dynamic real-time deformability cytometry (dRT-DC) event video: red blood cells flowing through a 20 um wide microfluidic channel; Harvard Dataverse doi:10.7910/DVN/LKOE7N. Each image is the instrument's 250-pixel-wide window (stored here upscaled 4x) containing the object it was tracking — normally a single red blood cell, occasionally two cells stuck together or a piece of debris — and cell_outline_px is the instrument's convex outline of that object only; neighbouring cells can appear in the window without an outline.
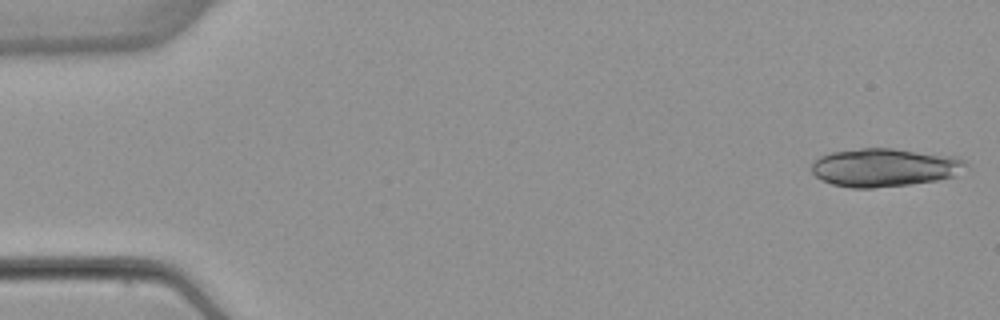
{"species": "common noctule bat (a hibernating species)", "species_latin": "Nyctalus noctula", "temperature_condition": "warm", "stored_images_in_passage": 52, "camera_frame_rate_fps": 3000, "um_per_image_px": 0.085, "animal": {"sex": "female", "body_mass_g": 22.7, "forearm_length_mm": 54.2}, "frame": {"image": 1, "passage_image": 1, "time_ms": 0.0, "image_size_px": [1000, 320], "cell_outline_px": [[972, 168], [956, 176], [936, 180], [908, 184], [872, 188], [852, 188], [832, 184], [820, 180], [812, 172], [812, 160], [820, 156], [832, 152], [860, 148], [892, 148], [960, 156]], "centroid_in_image_um": [75.26, 14.22], "position_along_channel_um": 9.7, "area_um2": 35.03}}
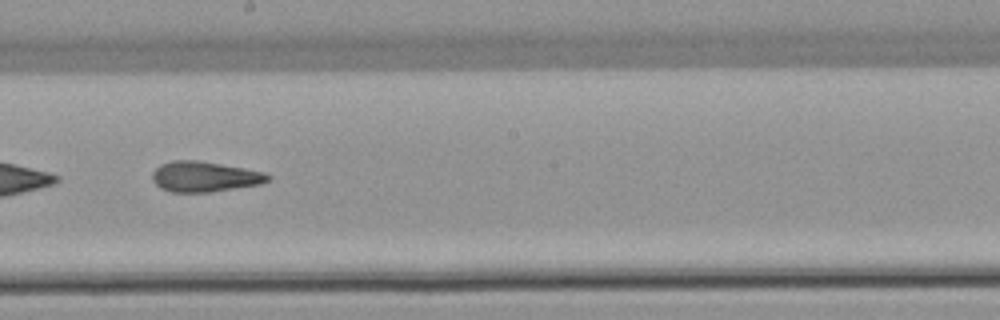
{"frame": {"image": 2, "passage_image": 29, "time_ms": 9.333, "image_size_px": [1000, 320], "cell_outline_px": [[272, 176], [268, 180], [260, 184], [208, 192], [172, 192], [160, 188], [152, 180], [152, 172], [160, 164], [172, 160], [196, 160], [244, 168], [264, 172]], "centroid_in_image_um": [17.35, 15.01], "position_along_channel_um": 230.8, "area_um2": 20.35}}
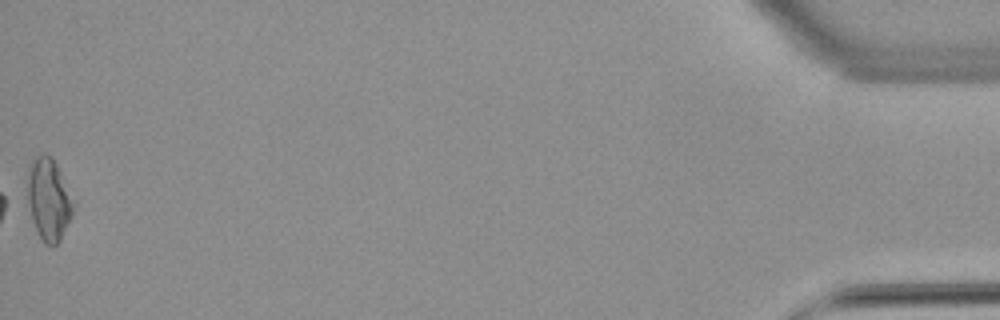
{"frame": {"image": 3, "passage_image": 52, "time_ms": 17.0, "image_size_px": [1000, 320], "cell_outline_px": [[76, 204], [72, 216], [60, 240], [52, 248], [44, 244], [32, 220], [28, 204], [28, 164], [36, 156], [44, 152], [52, 156], [76, 200]], "centroid_in_image_um": [4.18, 16.92], "position_along_channel_um": 431.0, "area_um2": 22.48}, "authors_computed_cell_mechanics": {"area_um2": 20.6635, "velocity_mm_per_s": 3.9129, "shape_relaxation_time_tau1_ms": 8.6795, "shape_relaxation_time_tau2_ms": 2.905, "deformation_change_tau1": 0.2461, "deformation_change_tau2": 0.1305}}